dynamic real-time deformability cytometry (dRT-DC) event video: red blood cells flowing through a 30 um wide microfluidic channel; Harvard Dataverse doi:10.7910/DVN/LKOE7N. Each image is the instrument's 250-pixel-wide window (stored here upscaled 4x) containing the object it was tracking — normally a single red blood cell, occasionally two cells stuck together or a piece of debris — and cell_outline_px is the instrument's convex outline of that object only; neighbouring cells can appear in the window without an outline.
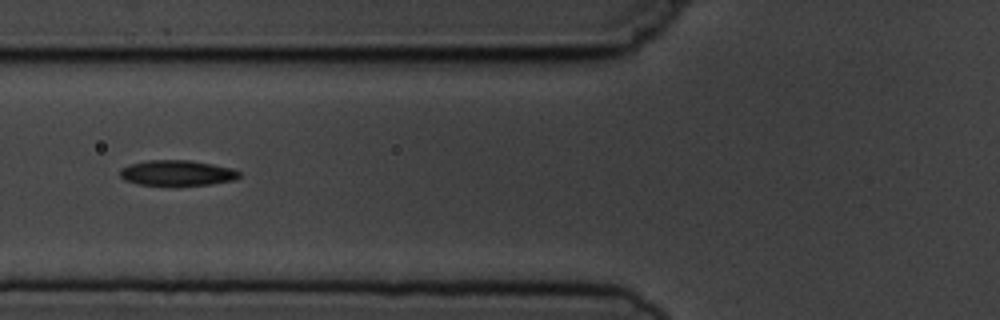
{"species": "common noctule bat (a hibernating species)", "species_latin": "Nyctalus noctula", "temperature_condition": "cold", "stored_images_in_passage": 4, "camera_frame_rate_fps": 3000, "um_per_image_px": 0.085, "animal": {"sex": "male", "body_mass_g": 19.5, "forearm_length_mm": 54.6}, "frame": {"image": 1, "passage_image": 3, "time_ms": 2.333, "image_size_px": [1000, 320], "cell_outline_px": [[240, 176], [236, 180], [212, 184], [140, 184], [124, 180], [120, 176], [120, 168], [132, 164], [148, 160], [192, 160], [232, 168], [240, 172]], "centroid_in_image_um": [15.09, 14.68], "position_along_channel_um": 110.7, "area_um2": 17.4}}
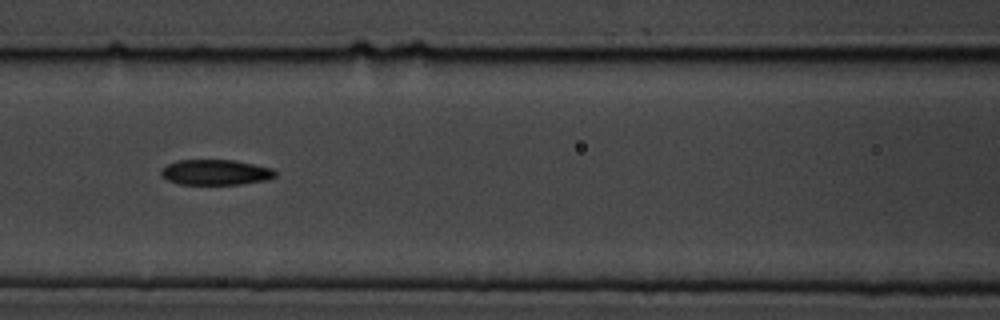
{"frame": {"image": 2, "passage_image": 4, "time_ms": 3.333, "image_size_px": [1000, 320], "cell_outline_px": [[276, 176], [264, 180], [240, 184], [180, 184], [168, 180], [160, 176], [160, 172], [168, 164], [176, 160], [236, 160], [272, 168], [276, 172]], "centroid_in_image_um": [18.31, 14.64], "position_along_channel_um": 148.3, "area_um2": 16.82}}